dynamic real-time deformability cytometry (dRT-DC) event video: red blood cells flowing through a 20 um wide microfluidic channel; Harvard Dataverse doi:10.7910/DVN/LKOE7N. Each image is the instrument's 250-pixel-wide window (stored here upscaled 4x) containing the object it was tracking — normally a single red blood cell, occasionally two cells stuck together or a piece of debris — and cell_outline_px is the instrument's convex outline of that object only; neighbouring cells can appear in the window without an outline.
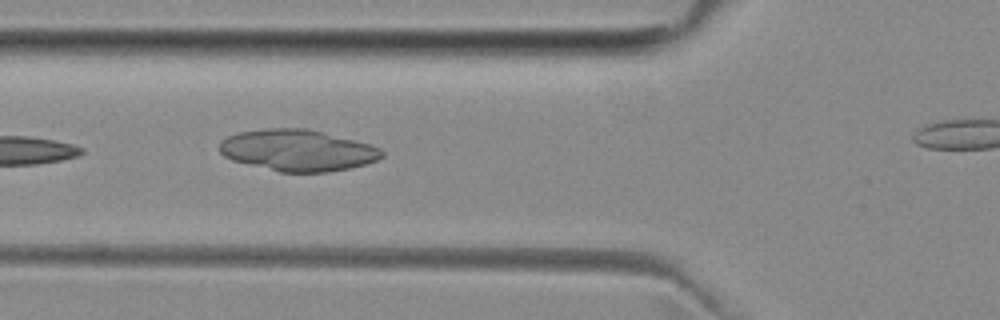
{"species": "common noctule bat (a hibernating species)", "species_latin": "Nyctalus noctula", "temperature_condition": "room temperature", "stored_images_in_passage": 7, "segment_of_instrument_passage": [1, 2], "camera_frame_rate_fps": 3000, "um_per_image_px": 0.085, "animal": {"sex": "female", "body_mass_g": 29.2, "forearm_length_mm": 56.3}, "frame": {"image": 1, "passage_image": 4, "time_ms": 4.333, "image_size_px": [1000, 320], "cell_outline_px": [[384, 156], [376, 160], [364, 164], [348, 168], [328, 172], [280, 172], [232, 160], [224, 156], [220, 152], [220, 140], [236, 132], [268, 128], [304, 128], [368, 144], [380, 148], [384, 152]], "centroid_in_image_um": [25.25, 12.78], "position_along_channel_um": 100.5, "area_um2": 38.78}}
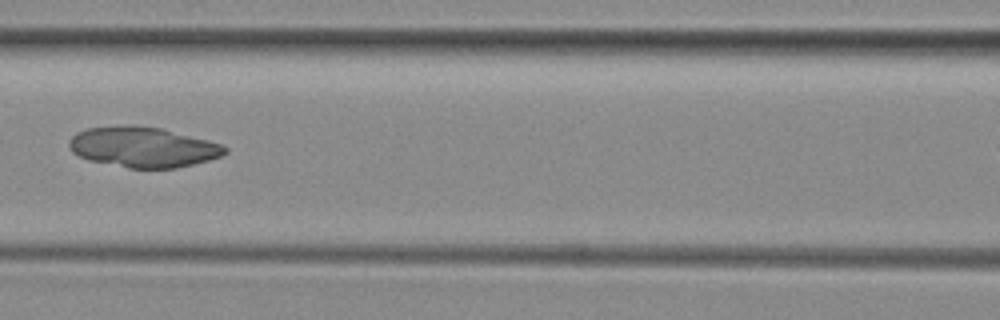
{"frame": {"image": 2, "passage_image": 5, "time_ms": 5.667, "image_size_px": [1000, 320], "cell_outline_px": [[228, 152], [220, 156], [208, 160], [176, 168], [128, 168], [88, 160], [72, 152], [68, 144], [68, 140], [76, 132], [88, 128], [132, 124], [164, 128], [208, 140], [220, 144], [228, 148]], "centroid_in_image_um": [12.14, 12.49], "position_along_channel_um": 154.5, "area_um2": 36.82}}
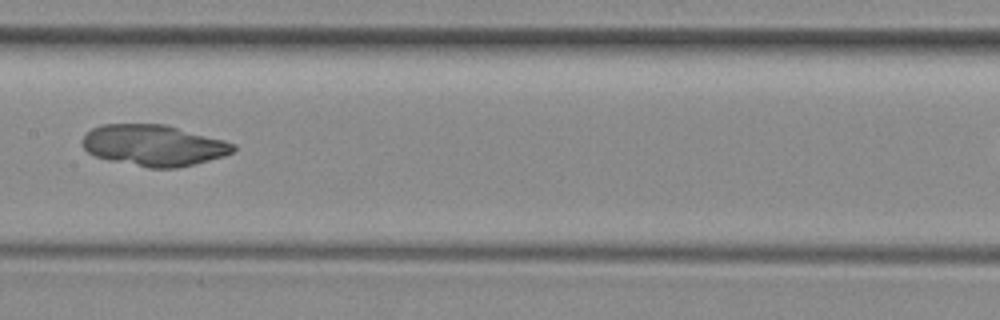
{"frame": {"image": 3, "passage_image": 6, "time_ms": 6.667, "image_size_px": [1000, 320], "cell_outline_px": [[236, 148], [232, 152], [224, 156], [176, 168], [148, 168], [108, 160], [96, 156], [88, 152], [84, 148], [84, 136], [92, 128], [100, 124], [164, 124], [224, 140], [236, 144]], "centroid_in_image_um": [13.07, 12.35], "position_along_channel_um": 194.3, "area_um2": 35.95}}